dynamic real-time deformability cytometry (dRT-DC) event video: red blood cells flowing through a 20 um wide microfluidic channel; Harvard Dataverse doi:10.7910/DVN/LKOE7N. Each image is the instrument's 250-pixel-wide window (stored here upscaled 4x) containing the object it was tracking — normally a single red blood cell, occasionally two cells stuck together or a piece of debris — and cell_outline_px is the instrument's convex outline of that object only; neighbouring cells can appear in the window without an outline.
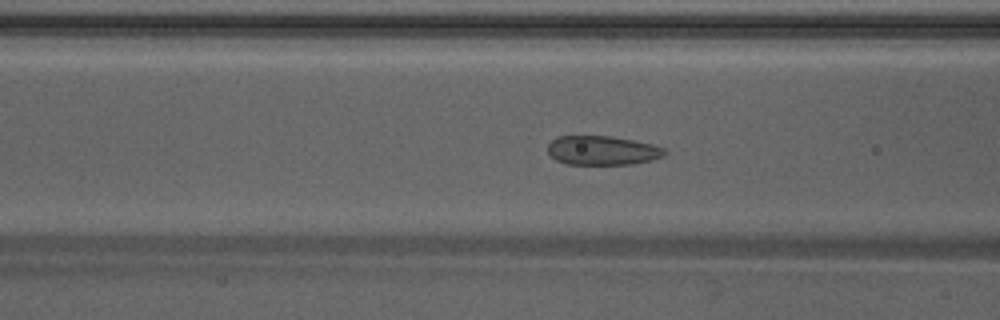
{"species": "Egyptian fruit bat (a non-hibernating species)", "species_latin": "Rousettus aegyptiacus", "temperature_condition": "warm", "stored_images_in_passage": 50, "camera_frame_rate_fps": 3000, "um_per_image_px": 0.085, "animal": {"sex": "male"}, "frame": {"image": 1, "passage_image": 20, "time_ms": 6.333, "image_size_px": [1000, 320], "cell_outline_px": [[668, 152], [664, 156], [652, 160], [632, 164], [568, 164], [556, 160], [548, 152], [548, 144], [556, 136], [612, 136], [652, 144], [664, 148]], "centroid_in_image_um": [51.21, 12.78], "position_along_channel_um": 115.4, "area_um2": 19.88}}
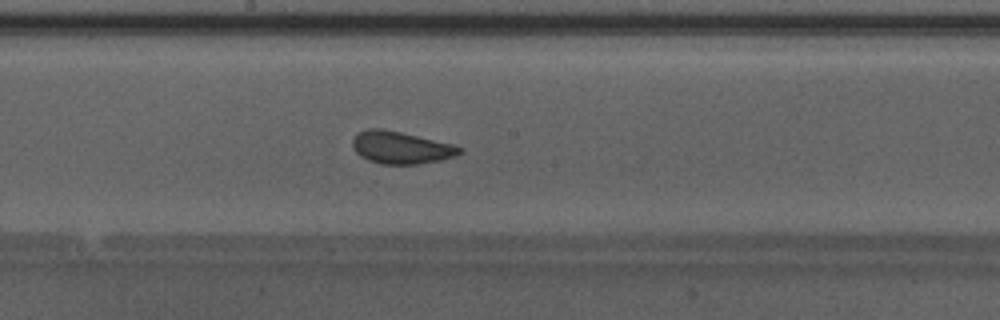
{"frame": {"image": 2, "passage_image": 27, "time_ms": 8.667, "image_size_px": [1000, 320], "cell_outline_px": [[464, 152], [456, 156], [440, 160], [416, 164], [380, 164], [368, 160], [360, 156], [352, 148], [352, 140], [360, 132], [368, 128], [380, 128], [400, 132], [452, 144], [460, 148]], "centroid_in_image_um": [34.06, 12.55], "position_along_channel_um": 214.1, "area_um2": 20.0}}
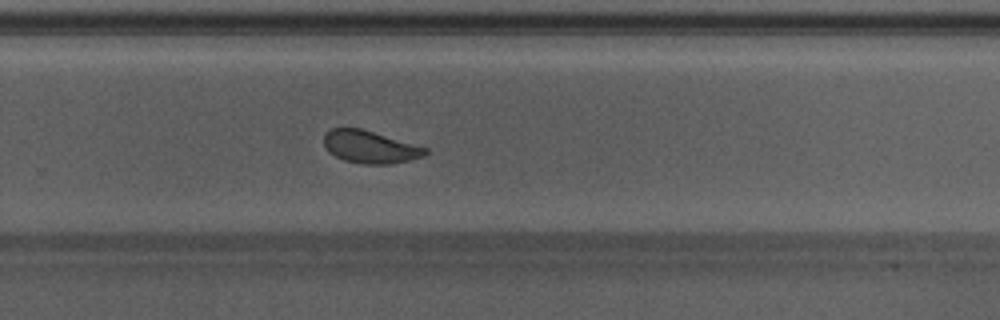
{"frame": {"image": 3, "passage_image": 33, "time_ms": 10.667, "image_size_px": [1000, 320], "cell_outline_px": [[428, 152], [424, 156], [392, 164], [364, 164], [344, 160], [328, 152], [324, 144], [324, 136], [332, 128], [360, 128], [428, 148]], "centroid_in_image_um": [31.45, 12.5], "position_along_channel_um": 298.3, "area_um2": 19.02}, "authors_computed_cell_mechanics": {"area_um2": 20.3456, "velocity_mm_per_s": 4.2231, "shape_relaxation_time_tau1_ms": 6.4831, "shape_relaxation_time_tau2_ms": 0.6983, "deformation_change_tau1": 0.122, "deformation_change_tau2": 0.0449}}